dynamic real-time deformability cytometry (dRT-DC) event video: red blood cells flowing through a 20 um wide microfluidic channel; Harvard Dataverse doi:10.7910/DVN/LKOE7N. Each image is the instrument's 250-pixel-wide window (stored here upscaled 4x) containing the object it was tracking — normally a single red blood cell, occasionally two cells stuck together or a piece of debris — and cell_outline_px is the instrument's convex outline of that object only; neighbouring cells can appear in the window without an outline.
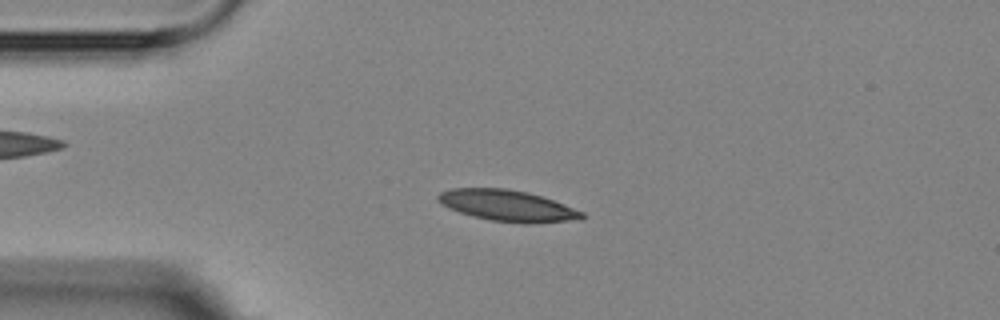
{"species": "Egyptian fruit bat (a non-hibernating species)", "species_latin": "Rousettus aegyptiacus", "temperature_condition": "room temperature", "stored_images_in_passage": 5, "camera_frame_rate_fps": 3000, "um_per_image_px": 0.085, "animal": {"sex": "female"}, "frame": {"image": 1, "passage_image": 3, "time_ms": 2.333, "image_size_px": [1000, 320], "cell_outline_px": [[584, 216], [580, 220], [532, 224], [524, 224], [492, 220], [472, 216], [460, 212], [444, 204], [436, 196], [440, 192], [452, 188], [508, 188], [528, 192], [564, 204], [584, 212]], "centroid_in_image_um": [43.2, 17.49], "position_along_channel_um": 41.8, "area_um2": 26.07}}
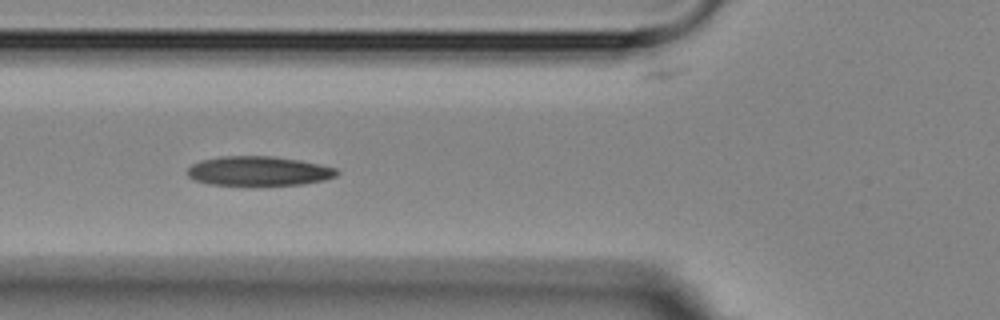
{"frame": {"image": 2, "passage_image": 5, "time_ms": 4.667, "image_size_px": [1000, 320], "cell_outline_px": [[340, 172], [336, 176], [324, 180], [304, 184], [208, 184], [196, 180], [188, 176], [188, 168], [192, 164], [200, 160], [220, 156], [272, 156], [300, 160], [320, 164], [336, 168]], "centroid_in_image_um": [22.01, 14.52], "position_along_channel_um": 103.8, "area_um2": 25.37}}